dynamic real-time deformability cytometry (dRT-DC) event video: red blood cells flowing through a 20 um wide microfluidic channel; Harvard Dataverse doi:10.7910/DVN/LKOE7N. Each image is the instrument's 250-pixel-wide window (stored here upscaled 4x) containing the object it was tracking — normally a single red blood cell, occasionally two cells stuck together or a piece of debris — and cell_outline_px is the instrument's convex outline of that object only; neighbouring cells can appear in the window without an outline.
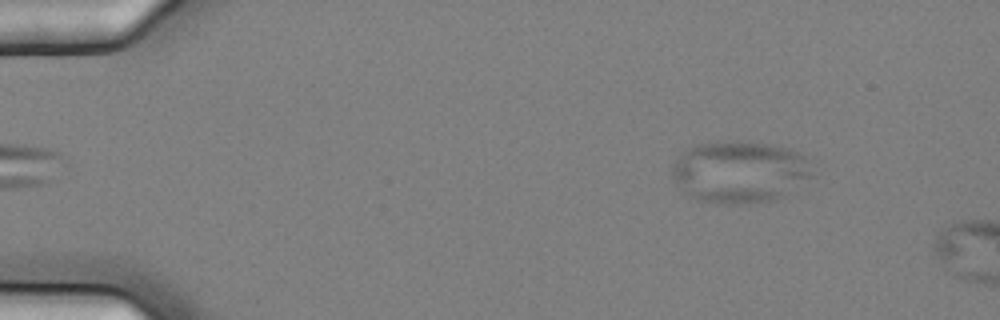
{"species": "common noctule bat (a hibernating species)", "species_latin": "Nyctalus noctula", "temperature_condition": "cold", "stored_images_in_passage": 55, "camera_frame_rate_fps": 3000, "um_per_image_px": 0.085, "animal": {"sex": "female", "body_mass_g": 25.1}, "frame": {"image": 1, "passage_image": 7, "time_ms": 2.0, "image_size_px": [1000, 320], "cell_outline_px": [[812, 176], [780, 196], [772, 200], [736, 204], [716, 204], [696, 200], [676, 180], [672, 172], [672, 168], [676, 160], [688, 148], [696, 144], [716, 140], [744, 140], [772, 144], [792, 148], [800, 152], [804, 156]], "centroid_in_image_um": [62.86, 14.56], "position_along_channel_um": 22.1, "area_um2": 50.29}}
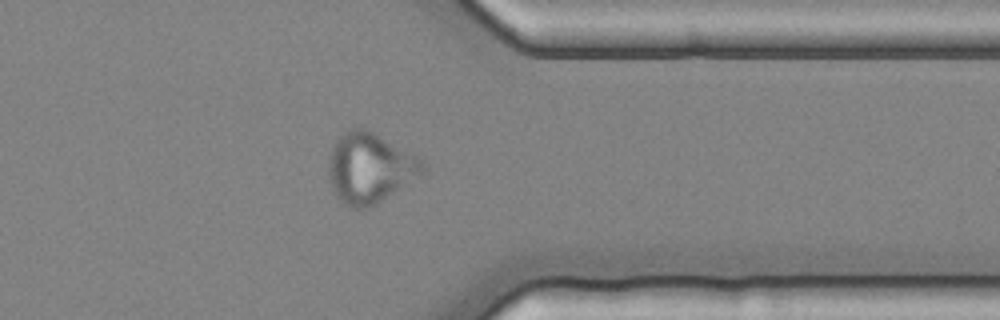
{"frame": {"image": 2, "passage_image": 45, "time_ms": 14.667, "image_size_px": [1000, 320], "cell_outline_px": [[424, 172], [376, 204], [368, 208], [352, 208], [344, 204], [336, 192], [332, 184], [328, 172], [328, 164], [332, 148], [336, 140], [340, 136], [356, 128], [368, 128], [424, 160]], "centroid_in_image_um": [31.44, 14.26], "position_along_channel_um": 380.0, "area_um2": 37.8}}
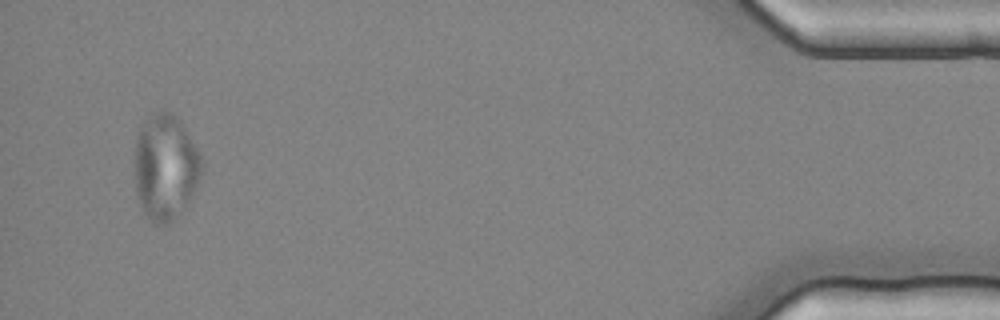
{"frame": {"image": 3, "passage_image": 54, "time_ms": 17.667, "image_size_px": [1000, 320], "cell_outline_px": [[204, 168], [192, 196], [184, 208], [168, 224], [152, 224], [148, 220], [136, 196], [132, 160], [136, 136], [144, 120], [152, 112], [172, 112], [180, 120], [204, 160]], "centroid_in_image_um": [14.02, 14.2], "position_along_channel_um": 421.2, "area_um2": 42.37}}